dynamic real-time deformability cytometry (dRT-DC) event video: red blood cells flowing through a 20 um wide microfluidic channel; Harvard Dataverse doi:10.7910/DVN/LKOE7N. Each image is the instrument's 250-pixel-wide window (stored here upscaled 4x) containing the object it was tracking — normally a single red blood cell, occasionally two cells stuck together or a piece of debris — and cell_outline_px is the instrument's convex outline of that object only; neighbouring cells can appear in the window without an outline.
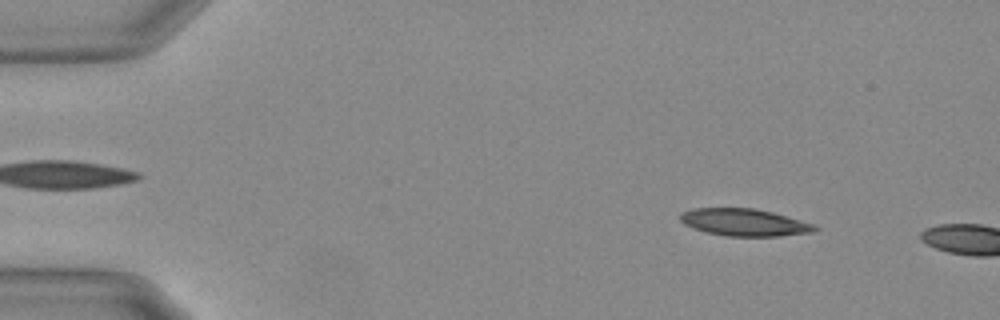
{"species": "Egyptian fruit bat (a non-hibernating species)", "species_latin": "Rousettus aegyptiacus", "temperature_condition": "warm", "stored_images_in_passage": 9, "camera_frame_rate_fps": 3000, "um_per_image_px": 0.085, "animal": {"sex": "female"}, "frame": {"image": 1, "passage_image": 6, "time_ms": 1.667, "image_size_px": [1000, 320], "cell_outline_px": [[820, 228], [812, 232], [780, 236], [728, 236], [708, 232], [692, 228], [684, 224], [680, 220], [680, 216], [684, 212], [692, 208], [752, 208], [772, 212], [816, 224]], "centroid_in_image_um": [63.3, 18.9], "position_along_channel_um": 21.7, "area_um2": 21.27}}